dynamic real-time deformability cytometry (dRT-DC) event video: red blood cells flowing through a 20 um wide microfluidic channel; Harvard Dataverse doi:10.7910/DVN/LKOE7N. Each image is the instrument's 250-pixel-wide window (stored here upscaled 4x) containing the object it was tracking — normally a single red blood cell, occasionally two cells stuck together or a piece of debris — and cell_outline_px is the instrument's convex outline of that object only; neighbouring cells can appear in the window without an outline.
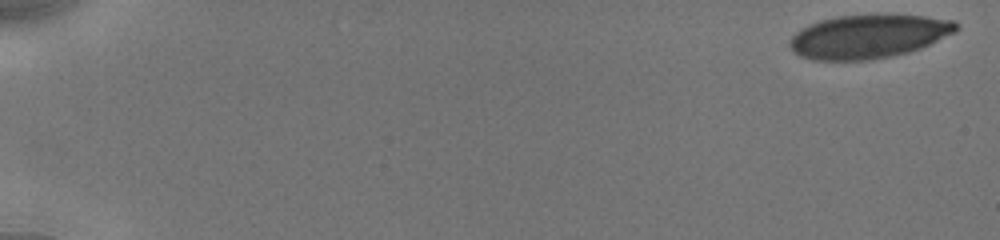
{"species": "human", "species_latin": "Homo sapiens", "temperature_condition": "cold", "stored_images_in_passage": 21, "camera_frame_rate_fps": 3000, "um_per_image_px": 0.085, "donor": {"sex": "male"}, "frame": {"image": 1, "passage_image": 1, "time_ms": 0.0, "image_size_px": [1000, 240], "cell_outline_px": [[960, 28], [956, 32], [920, 48], [908, 52], [892, 56], [868, 60], [812, 60], [800, 56], [788, 44], [788, 40], [796, 32], [808, 24], [820, 20], [836, 16], [924, 16], [956, 20], [960, 24]], "centroid_in_image_um": [73.83, 3.11], "position_along_channel_um": 11.2, "area_um2": 42.08}}
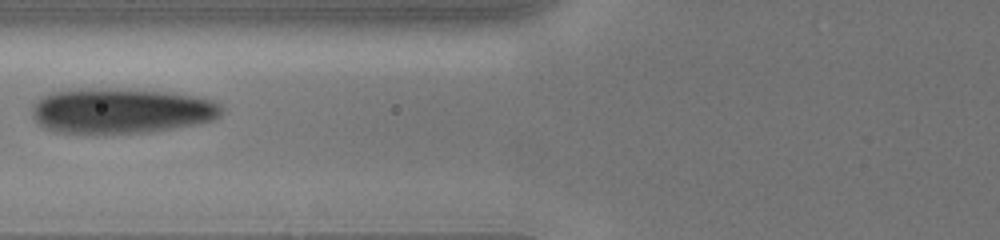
{"frame": {"image": 2, "passage_image": 13, "time_ms": 7.333, "image_size_px": [1000, 240], "cell_outline_px": [[224, 108], [220, 116], [212, 120], [196, 124], [148, 132], [96, 136], [52, 132], [36, 124], [32, 116], [32, 104], [40, 96], [48, 92], [68, 88], [112, 88], [164, 92], [192, 96], [212, 100], [220, 104]], "centroid_in_image_um": [10.15, 9.45], "position_along_channel_um": 115.7, "area_um2": 51.62}}
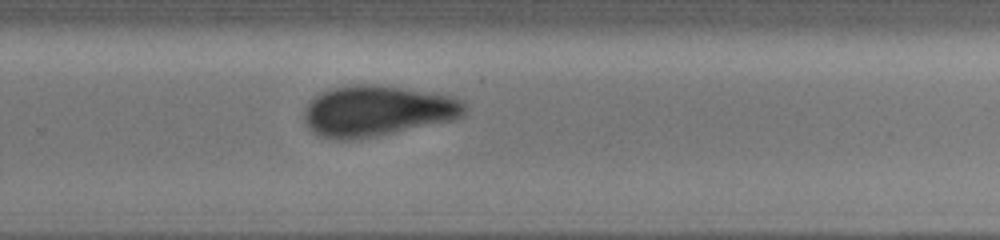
{"frame": {"image": 3, "passage_image": 21, "time_ms": 12.0, "image_size_px": [1000, 240], "cell_outline_px": [[464, 116], [452, 120], [376, 136], [352, 140], [332, 140], [320, 136], [312, 132], [304, 124], [304, 108], [308, 100], [320, 92], [332, 88], [356, 84], [376, 84], [432, 92], [456, 96], [464, 104]], "centroid_in_image_um": [32.0, 9.42], "position_along_channel_um": 297.8, "area_um2": 47.92}}